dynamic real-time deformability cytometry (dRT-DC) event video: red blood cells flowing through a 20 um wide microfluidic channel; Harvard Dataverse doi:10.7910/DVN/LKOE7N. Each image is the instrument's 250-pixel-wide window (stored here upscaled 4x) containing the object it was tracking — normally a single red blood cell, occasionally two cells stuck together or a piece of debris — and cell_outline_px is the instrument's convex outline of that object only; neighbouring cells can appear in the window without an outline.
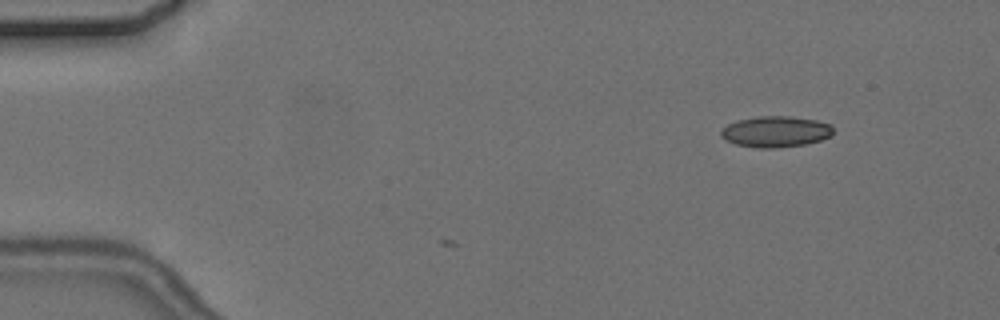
{"species": "common noctule bat (a hibernating species)", "species_latin": "Nyctalus noctula", "temperature_condition": "cold", "stored_images_in_passage": 2, "camera_frame_rate_fps": 3000, "um_per_image_px": 0.085, "animal": {"sex": "female", "body_mass_g": 24.6, "forearm_length_mm": 56.2}, "frame": {"image": 1, "passage_image": 2, "time_ms": 1.333, "image_size_px": [1000, 320], "cell_outline_px": [[832, 136], [820, 140], [804, 144], [776, 148], [756, 148], [736, 144], [724, 140], [720, 136], [720, 128], [736, 120], [756, 116], [792, 116], [816, 120], [832, 124]], "centroid_in_image_um": [65.89, 11.18], "position_along_channel_um": 19.1, "area_um2": 20.58}}